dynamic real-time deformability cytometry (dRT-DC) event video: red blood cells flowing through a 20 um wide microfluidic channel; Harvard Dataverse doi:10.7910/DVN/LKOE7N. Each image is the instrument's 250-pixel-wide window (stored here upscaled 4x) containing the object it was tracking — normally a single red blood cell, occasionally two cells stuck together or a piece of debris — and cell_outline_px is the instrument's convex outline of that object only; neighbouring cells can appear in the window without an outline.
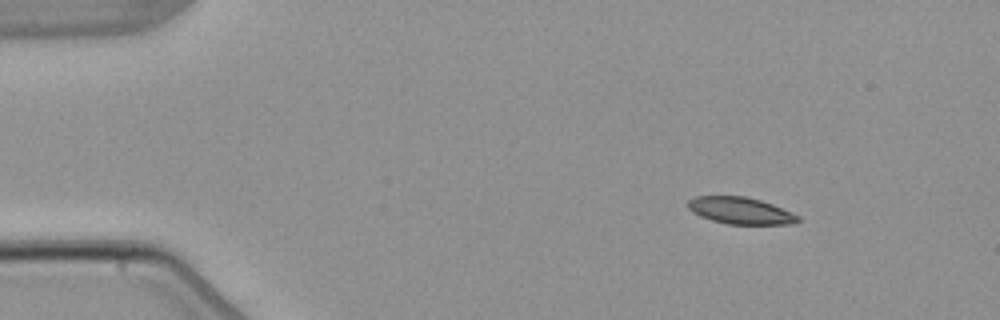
{"species": "common noctule bat (a hibernating species)", "species_latin": "Nyctalus noctula", "temperature_condition": "warm", "stored_images_in_passage": 4, "camera_frame_rate_fps": 3000, "um_per_image_px": 0.085, "animal": {"sex": "male", "body_mass_g": 21.5, "forearm_length_mm": 52.0}, "frame": {"image": 1, "passage_image": 2, "time_ms": 2.0, "image_size_px": [1000, 320], "cell_outline_px": [[800, 220], [796, 224], [728, 224], [712, 220], [700, 216], [692, 212], [688, 208], [688, 200], [696, 196], [744, 196], [760, 200], [772, 204], [792, 212], [800, 216]], "centroid_in_image_um": [62.96, 17.91], "position_along_channel_um": 22.0, "area_um2": 17.22}}